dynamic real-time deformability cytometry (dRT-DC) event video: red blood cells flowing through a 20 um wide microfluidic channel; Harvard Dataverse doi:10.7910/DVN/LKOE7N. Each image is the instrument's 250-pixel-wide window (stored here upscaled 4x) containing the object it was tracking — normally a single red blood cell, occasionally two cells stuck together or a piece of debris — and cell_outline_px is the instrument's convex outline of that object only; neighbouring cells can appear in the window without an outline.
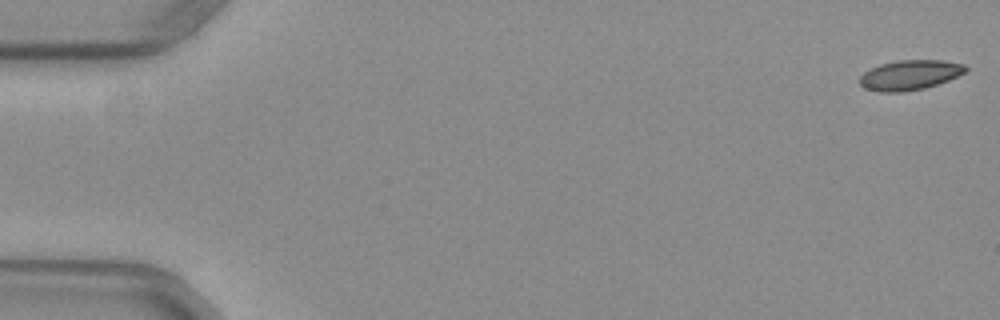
{"species": "common noctule bat (a hibernating species)", "species_latin": "Nyctalus noctula", "temperature_condition": "warm", "stored_images_in_passage": 53, "camera_frame_rate_fps": 3000, "um_per_image_px": 0.085, "animal": {"sex": "female", "body_mass_g": 29.2, "forearm_length_mm": 56.3}, "frame": {"image": 1, "passage_image": 1, "time_ms": 0.0, "image_size_px": [1000, 320], "cell_outline_px": [[968, 68], [964, 72], [948, 80], [924, 88], [904, 92], [880, 92], [864, 88], [860, 84], [860, 76], [864, 72], [880, 64], [900, 60], [944, 60], [964, 64]], "centroid_in_image_um": [77.32, 6.37], "position_along_channel_um": 7.7, "area_um2": 18.32}}
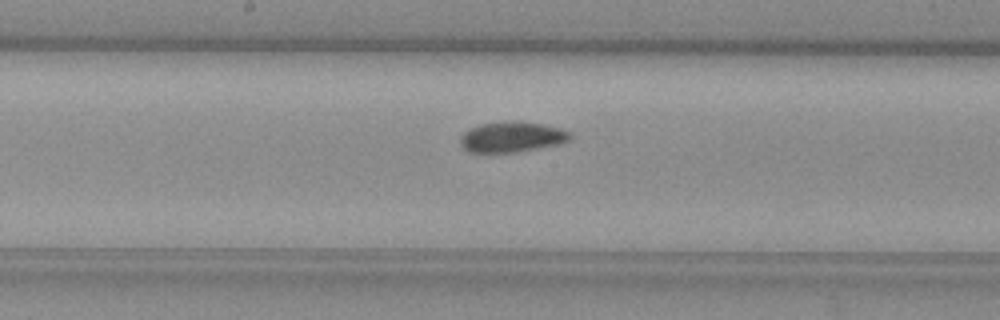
{"frame": {"image": 2, "passage_image": 28, "time_ms": 9.0, "image_size_px": [1000, 320], "cell_outline_px": [[572, 136], [568, 140], [560, 144], [516, 152], [472, 152], [464, 148], [460, 144], [460, 136], [468, 128], [480, 124], [512, 120], [544, 124], [560, 128], [572, 132]], "centroid_in_image_um": [43.52, 11.62], "position_along_channel_um": 204.7, "area_um2": 19.65}}
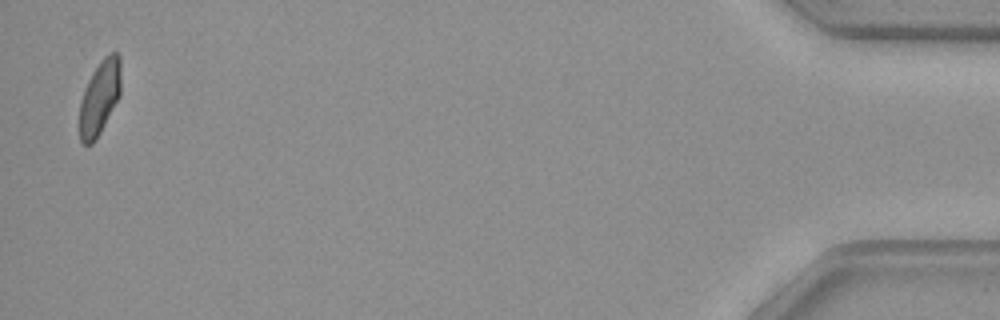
{"frame": {"image": 3, "passage_image": 52, "time_ms": 17.0, "image_size_px": [1000, 320], "cell_outline_px": [[120, 96], [100, 132], [92, 144], [84, 144], [80, 140], [80, 100], [84, 88], [92, 72], [100, 60], [108, 52], [116, 52], [120, 56]], "centroid_in_image_um": [8.47, 8.24], "position_along_channel_um": 426.7, "area_um2": 17.92}}